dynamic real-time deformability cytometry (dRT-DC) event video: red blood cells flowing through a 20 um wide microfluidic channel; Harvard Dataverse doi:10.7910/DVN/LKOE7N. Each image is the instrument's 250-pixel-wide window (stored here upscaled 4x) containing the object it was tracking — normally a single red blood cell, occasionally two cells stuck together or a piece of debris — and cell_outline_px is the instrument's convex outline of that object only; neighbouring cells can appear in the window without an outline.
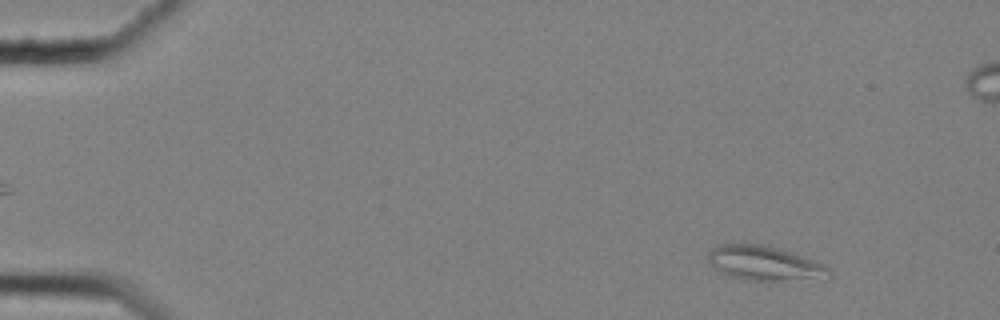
{"species": "common noctule bat (a hibernating species)", "species_latin": "Nyctalus noctula", "temperature_condition": "cold", "stored_images_in_passage": 59, "segment_of_instrument_passage": [1, 2], "camera_frame_rate_fps": 3000, "um_per_image_px": 0.085, "animal": {"sex": "female", "body_mass_g": 25.1}, "frame": {"image": 1, "passage_image": 6, "time_ms": 1.667, "image_size_px": [1000, 320], "cell_outline_px": [[832, 276], [828, 280], [748, 280], [728, 276], [716, 268], [708, 260], [708, 252], [716, 244], [740, 240], [744, 240], [764, 244], [780, 248], [792, 252], [812, 260], [828, 268]], "centroid_in_image_um": [64.96, 22.33], "position_along_channel_um": 20.0, "area_um2": 25.2}}
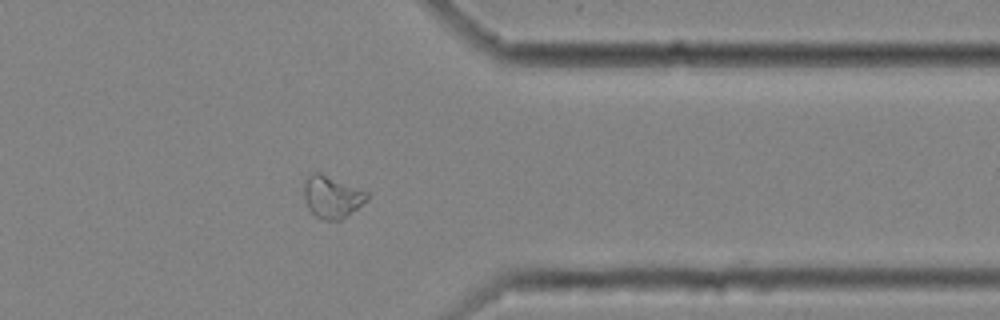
{"frame": {"image": 2, "passage_image": 47, "time_ms": 15.333, "image_size_px": [1000, 320], "cell_outline_px": [[368, 200], [340, 220], [320, 220], [308, 208], [304, 196], [304, 180], [312, 172], [320, 172], [368, 192]], "centroid_in_image_um": [28.19, 16.73], "position_along_channel_um": 383.2, "area_um2": 15.43}}